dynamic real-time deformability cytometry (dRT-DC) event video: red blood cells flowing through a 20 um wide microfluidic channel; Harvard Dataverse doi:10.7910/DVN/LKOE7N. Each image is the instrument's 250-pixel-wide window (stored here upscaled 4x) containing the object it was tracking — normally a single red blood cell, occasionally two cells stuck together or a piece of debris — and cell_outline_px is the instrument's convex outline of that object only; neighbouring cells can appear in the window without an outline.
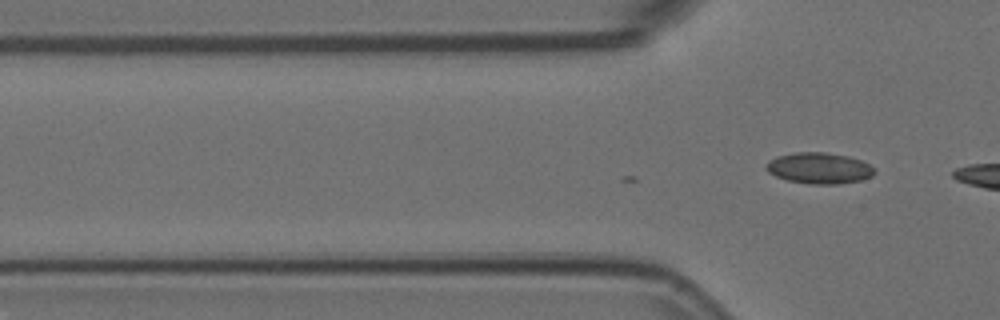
{"species": "Egyptian fruit bat (a non-hibernating species)", "species_latin": "Rousettus aegyptiacus", "temperature_condition": "room temperature", "stored_images_in_passage": 2, "camera_frame_rate_fps": 3000, "um_per_image_px": 0.085, "animal": {"sex": "female"}, "frame": {"image": 1, "passage_image": 2, "time_ms": 0.333, "image_size_px": [1000, 320], "cell_outline_px": [[876, 172], [872, 176], [860, 180], [840, 184], [808, 184], [788, 180], [776, 176], [768, 172], [764, 168], [764, 164], [768, 160], [776, 156], [792, 152], [828, 152], [848, 156], [860, 160], [868, 164]], "centroid_in_image_um": [69.58, 14.28], "position_along_channel_um": 56.2, "area_um2": 19.83}}